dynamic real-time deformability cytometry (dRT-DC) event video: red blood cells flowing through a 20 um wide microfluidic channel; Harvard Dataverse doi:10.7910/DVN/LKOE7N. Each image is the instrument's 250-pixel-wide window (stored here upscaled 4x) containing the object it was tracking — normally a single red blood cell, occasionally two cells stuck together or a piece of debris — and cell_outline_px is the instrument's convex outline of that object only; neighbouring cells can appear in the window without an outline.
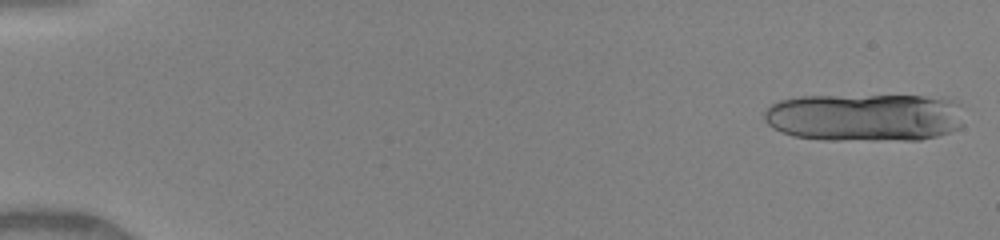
{"species": "human", "species_latin": "Homo sapiens", "temperature_condition": "warm", "stored_images_in_passage": 15, "camera_frame_rate_fps": 3000, "um_per_image_px": 0.085, "donor": {"sex": "female"}, "frame": {"image": 1, "passage_image": 1, "time_ms": 0.0, "image_size_px": [1000, 240], "cell_outline_px": [[964, 124], [960, 128], [936, 136], [920, 140], [824, 140], [792, 136], [780, 132], [772, 128], [764, 120], [764, 112], [772, 104], [780, 100], [800, 96], [944, 96], [956, 100], [960, 104]], "centroid_in_image_um": [73.55, 9.97], "position_along_channel_um": 11.5, "area_um2": 56.88}}